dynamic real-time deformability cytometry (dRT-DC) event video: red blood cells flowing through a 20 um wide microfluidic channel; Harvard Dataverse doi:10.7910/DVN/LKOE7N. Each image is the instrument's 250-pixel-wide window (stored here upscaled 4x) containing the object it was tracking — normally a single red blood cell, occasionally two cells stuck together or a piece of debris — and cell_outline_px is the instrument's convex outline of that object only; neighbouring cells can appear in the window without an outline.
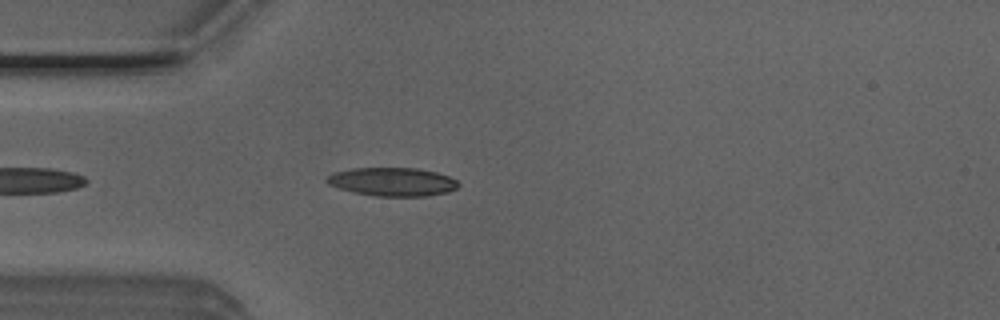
{"species": "Egyptian fruit bat (a non-hibernating species)", "species_latin": "Rousettus aegyptiacus", "temperature_condition": "room temperature", "stored_images_in_passage": 41, "camera_frame_rate_fps": 3000, "um_per_image_px": 0.085, "animal": {"sex": "male"}, "frame": {"image": 1, "passage_image": 4, "time_ms": 1.0, "image_size_px": [1000, 320], "cell_outline_px": [[460, 184], [456, 188], [448, 192], [428, 196], [376, 196], [356, 192], [340, 188], [328, 184], [324, 180], [332, 172], [352, 168], [416, 168], [436, 172], [448, 176], [456, 180]], "centroid_in_image_um": [33.36, 15.45], "position_along_channel_um": 51.6, "area_um2": 21.79}}
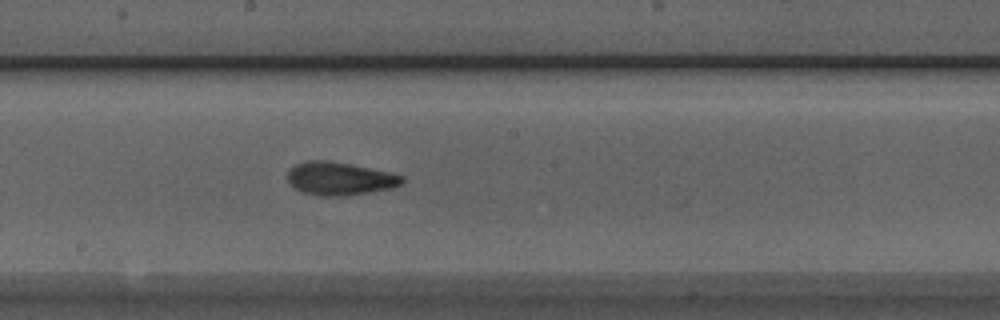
{"frame": {"image": 2, "passage_image": 17, "time_ms": 5.333, "image_size_px": [1000, 320], "cell_outline_px": [[404, 184], [392, 188], [344, 196], [316, 196], [300, 192], [292, 188], [288, 184], [288, 172], [296, 164], [308, 160], [324, 160], [352, 164], [392, 172], [404, 176]], "centroid_in_image_um": [28.88, 15.19], "position_along_channel_um": 219.3, "area_um2": 22.48}}
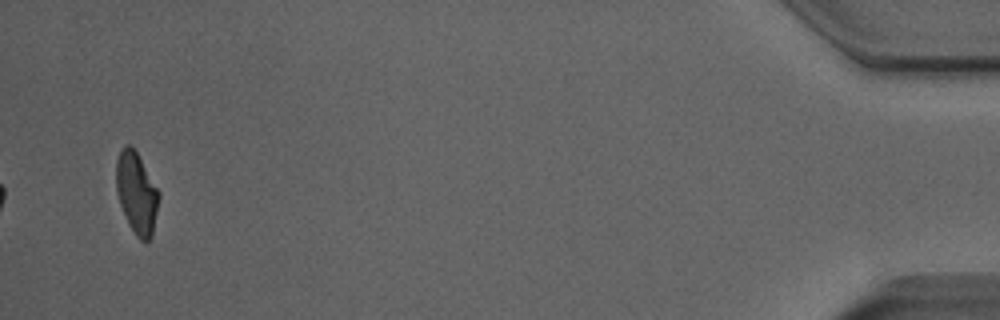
{"frame": {"image": 3, "passage_image": 39, "time_ms": 12.667, "image_size_px": [1000, 320], "cell_outline_px": [[160, 196], [152, 236], [148, 240], [140, 240], [136, 236], [128, 224], [120, 204], [116, 192], [116, 160], [124, 144], [128, 144], [136, 152], [160, 192]], "centroid_in_image_um": [11.61, 16.42], "position_along_channel_um": 423.6, "area_um2": 20.17}, "authors_computed_cell_mechanics": {"area_um2": 21.2704, "velocity_mm_per_s": 4.0331, "shape_relaxation_time_tau1_ms": 4.5196, "shape_relaxation_time_tau2_ms": 2.4275, "deformation_change_tau1": 0.1566, "deformation_change_tau2": 0.0913}}